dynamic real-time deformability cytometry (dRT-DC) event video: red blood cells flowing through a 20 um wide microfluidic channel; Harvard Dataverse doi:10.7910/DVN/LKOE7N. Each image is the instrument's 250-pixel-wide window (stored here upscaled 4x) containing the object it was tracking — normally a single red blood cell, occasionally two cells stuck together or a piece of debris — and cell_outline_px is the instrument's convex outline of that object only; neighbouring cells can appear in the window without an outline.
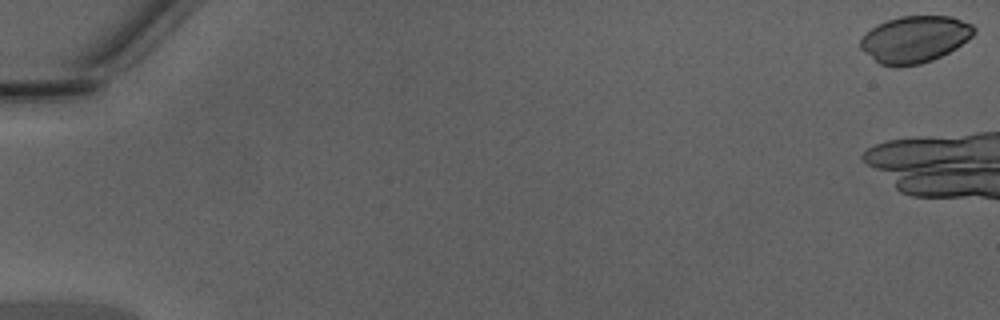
{"species": "Egyptian fruit bat (a non-hibernating species)", "species_latin": "Rousettus aegyptiacus", "temperature_condition": "warm", "stored_images_in_passage": 14, "camera_frame_rate_fps": 3000, "um_per_image_px": 0.085, "animal": {"sex": "male"}, "frame": {"image": 1, "passage_image": 1, "time_ms": 0.0, "image_size_px": [1000, 320], "cell_outline_px": [[976, 32], [968, 40], [956, 48], [932, 60], [920, 64], [896, 68], [880, 64], [860, 48], [860, 40], [876, 24], [900, 16], [952, 16], [972, 24], [976, 28]], "centroid_in_image_um": [77.78, 3.34], "position_along_channel_um": 7.2, "area_um2": 30.98}}